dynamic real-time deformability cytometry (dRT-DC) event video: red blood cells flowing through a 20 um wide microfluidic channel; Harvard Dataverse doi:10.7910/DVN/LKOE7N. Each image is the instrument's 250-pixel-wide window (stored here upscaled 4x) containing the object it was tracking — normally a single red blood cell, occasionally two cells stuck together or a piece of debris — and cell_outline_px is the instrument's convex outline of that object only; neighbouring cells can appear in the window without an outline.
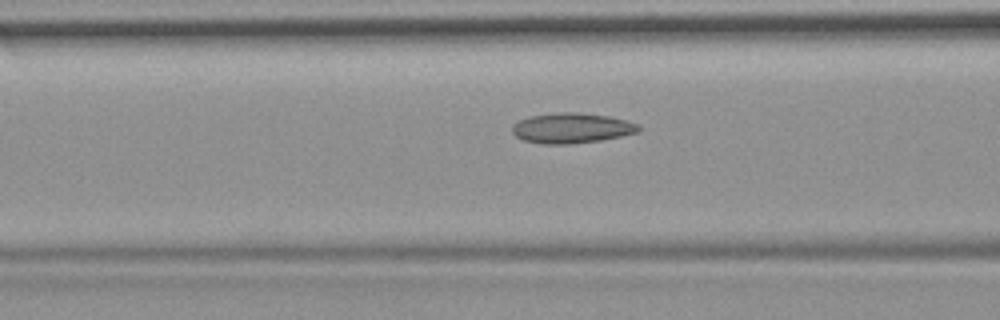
{"species": "common noctule bat (a hibernating species)", "species_latin": "Nyctalus noctula", "temperature_condition": "room temperature", "stored_images_in_passage": 55, "camera_frame_rate_fps": 3000, "um_per_image_px": 0.085, "animal": {"sex": "female", "body_mass_g": 19.9}, "frame": {"image": 1, "passage_image": 22, "time_ms": 7.0, "image_size_px": [1000, 320], "cell_outline_px": [[640, 132], [600, 140], [568, 144], [544, 144], [524, 140], [516, 136], [512, 132], [512, 124], [528, 116], [556, 112], [576, 112], [608, 116], [640, 124]], "centroid_in_image_um": [48.58, 10.88], "position_along_channel_um": 118.0, "area_um2": 22.25}}
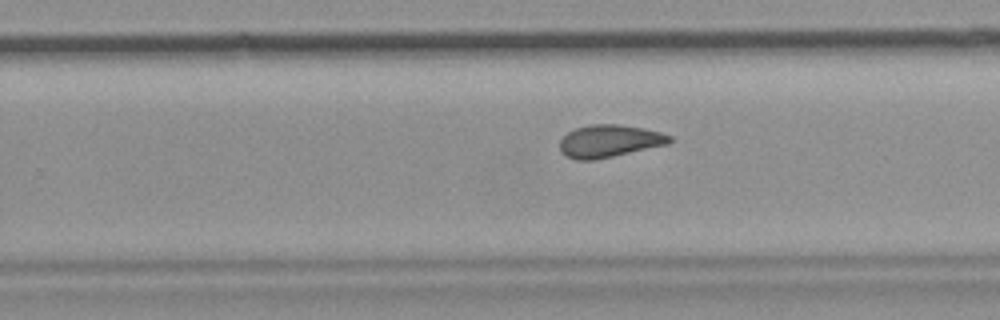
{"frame": {"image": 2, "passage_image": 35, "time_ms": 11.333, "image_size_px": [1000, 320], "cell_outline_px": [[672, 140], [668, 144], [612, 156], [592, 160], [576, 160], [560, 152], [560, 140], [568, 132], [576, 128], [588, 124], [616, 124], [640, 128], [660, 132], [672, 136]], "centroid_in_image_um": [51.77, 11.98], "position_along_channel_um": 278.0, "area_um2": 20.52}}
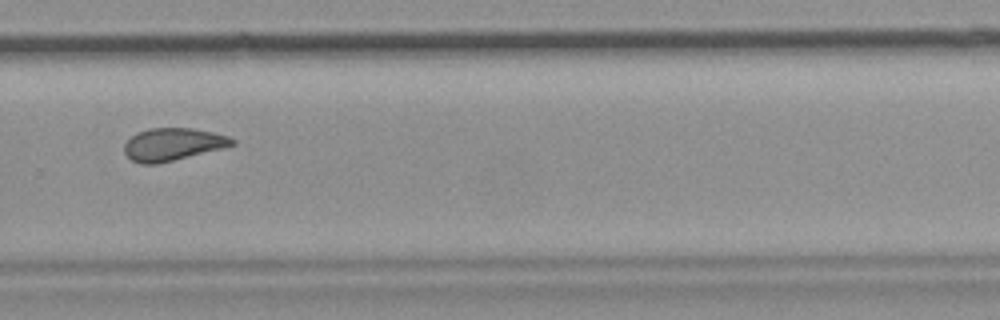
{"frame": {"image": 3, "passage_image": 38, "time_ms": 12.333, "image_size_px": [1000, 320], "cell_outline_px": [[236, 144], [224, 148], [156, 164], [140, 164], [132, 160], [124, 152], [124, 144], [136, 132], [148, 128], [192, 128], [212, 132], [228, 136], [236, 140]], "centroid_in_image_um": [14.69, 12.26], "position_along_channel_um": 315.1, "area_um2": 20.46}, "authors_computed_cell_mechanics": {"area_um2": 21.3282, "velocity_mm_per_s": 3.7027, "shape_relaxation_time_tau1_ms": null, "shape_relaxation_time_tau2_ms": 2.4922, "deformation_change_tau1": null, "deformation_change_tau2": 0.0876}}